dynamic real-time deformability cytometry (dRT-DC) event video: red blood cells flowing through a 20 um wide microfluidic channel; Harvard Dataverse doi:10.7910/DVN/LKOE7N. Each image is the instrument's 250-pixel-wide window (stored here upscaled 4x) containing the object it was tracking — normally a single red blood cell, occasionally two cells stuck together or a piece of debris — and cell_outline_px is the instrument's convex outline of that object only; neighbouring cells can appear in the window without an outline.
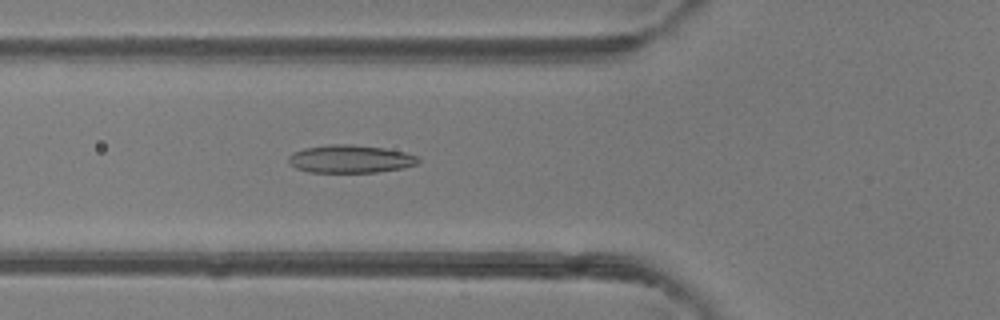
{"species": "common noctule bat (a hibernating species)", "species_latin": "Nyctalus noctula", "temperature_condition": "room temperature", "stored_images_in_passage": 47, "camera_frame_rate_fps": 3000, "um_per_image_px": 0.085, "animal": {"sex": "female"}, "frame": {"image": 1, "passage_image": 16, "time_ms": 5.0, "image_size_px": [1000, 320], "cell_outline_px": [[420, 160], [416, 164], [404, 168], [376, 172], [308, 172], [296, 168], [288, 164], [288, 156], [292, 152], [304, 148], [328, 144], [352, 144], [384, 148], [404, 152], [416, 156]], "centroid_in_image_um": [29.73, 13.51], "position_along_channel_um": 96.1, "area_um2": 21.21}}
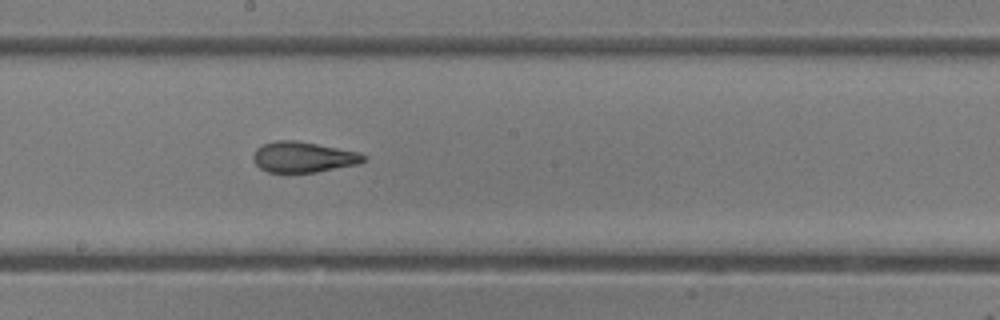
{"frame": {"image": 2, "passage_image": 25, "time_ms": 8.0, "image_size_px": [1000, 320], "cell_outline_px": [[368, 156], [360, 164], [316, 172], [268, 172], [260, 168], [252, 160], [252, 156], [256, 148], [264, 144], [276, 140], [296, 140], [360, 152]], "centroid_in_image_um": [25.79, 13.35], "position_along_channel_um": 222.4, "area_um2": 19.83}}
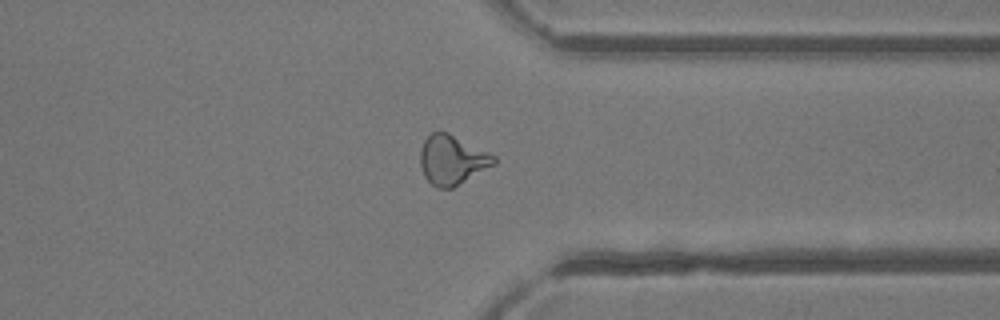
{"frame": {"image": 3, "passage_image": 36, "time_ms": 11.667, "image_size_px": [1000, 320], "cell_outline_px": [[496, 164], [452, 188], [436, 188], [424, 176], [420, 164], [420, 148], [424, 140], [432, 132], [448, 132], [496, 156]], "centroid_in_image_um": [38.42, 13.59], "position_along_channel_um": 373.0, "area_um2": 21.15}, "authors_computed_cell_mechanics": {"area_um2": 20.6924, "velocity_mm_per_s": 4.1952, "shape_relaxation_time_tau1_ms": 8.1522, "shape_relaxation_time_tau2_ms": 1.4555, "deformation_change_tau1": 0.2305, "deformation_change_tau2": 0.0878}}